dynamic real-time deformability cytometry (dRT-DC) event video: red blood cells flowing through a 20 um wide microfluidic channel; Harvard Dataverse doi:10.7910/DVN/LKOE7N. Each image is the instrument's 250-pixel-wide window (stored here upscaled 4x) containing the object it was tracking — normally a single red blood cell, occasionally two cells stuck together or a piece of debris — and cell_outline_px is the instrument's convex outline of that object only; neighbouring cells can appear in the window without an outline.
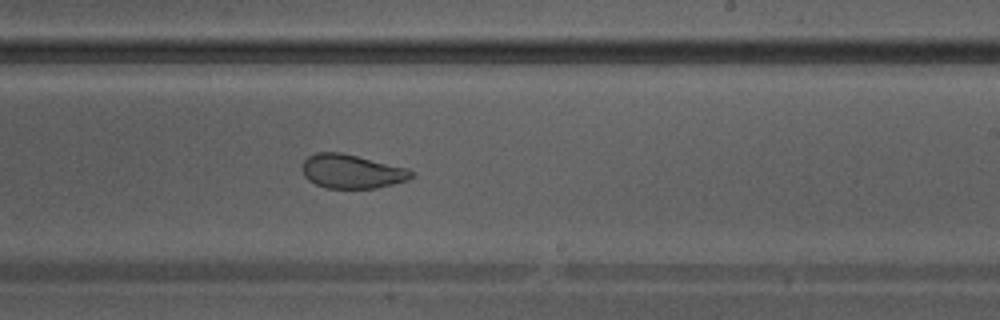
{"species": "Egyptian fruit bat (a non-hibernating species)", "species_latin": "Rousettus aegyptiacus", "temperature_condition": "warm", "stored_images_in_passage": 32, "camera_frame_rate_fps": 3000, "um_per_image_px": 0.085, "animal": {"sex": "male"}, "frame": {"image": 1, "passage_image": 19, "time_ms": 6.0, "image_size_px": [1000, 320], "cell_outline_px": [[416, 176], [408, 180], [376, 188], [328, 188], [316, 184], [308, 180], [304, 176], [304, 160], [308, 156], [316, 152], [340, 152], [408, 168]], "centroid_in_image_um": [29.93, 14.57], "position_along_channel_um": 259.1, "area_um2": 21.44}}